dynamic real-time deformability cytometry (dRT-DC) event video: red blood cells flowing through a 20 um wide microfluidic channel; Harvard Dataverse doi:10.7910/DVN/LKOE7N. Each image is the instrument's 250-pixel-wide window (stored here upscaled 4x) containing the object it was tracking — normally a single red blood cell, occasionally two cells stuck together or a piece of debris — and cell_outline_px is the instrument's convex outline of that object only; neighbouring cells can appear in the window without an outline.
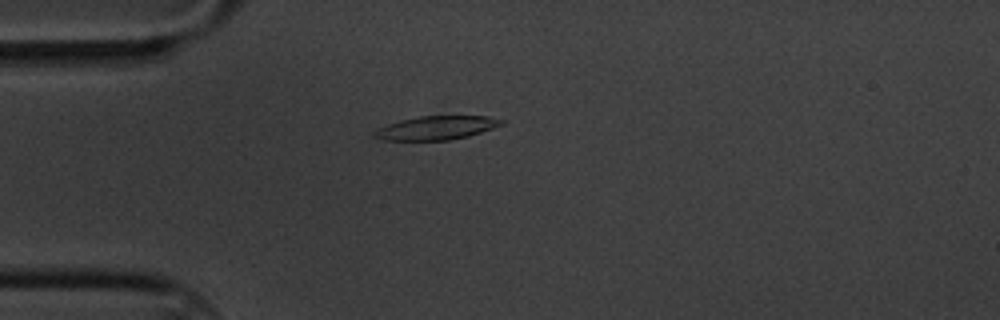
{"species": "common noctule bat (a hibernating species)", "species_latin": "Nyctalus noctula", "temperature_condition": "cold", "stored_images_in_passage": 44, "camera_frame_rate_fps": 3000, "um_per_image_px": 0.085, "animal": {"sex": "male", "body_mass_g": 20.1, "forearm_length_mm": 53.5}, "frame": {"image": 1, "passage_image": 1, "time_ms": 0.0, "image_size_px": [1000, 320], "cell_outline_px": [[504, 124], [468, 136], [448, 140], [380, 140], [372, 136], [372, 132], [376, 128], [400, 120], [420, 116], [488, 116], [504, 120]], "centroid_in_image_um": [37.03, 10.87], "position_along_channel_um": 48.0, "area_um2": 17.57}}
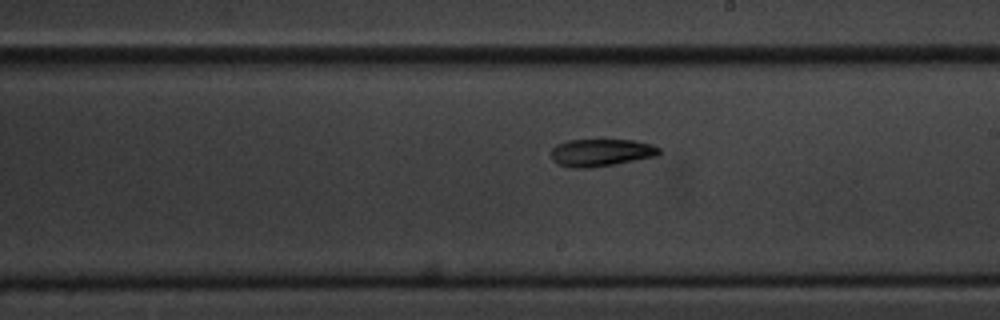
{"frame": {"image": 2, "passage_image": 19, "time_ms": 6.0, "image_size_px": [1000, 320], "cell_outline_px": [[660, 152], [656, 156], [612, 164], [588, 168], [572, 168], [556, 164], [552, 160], [552, 148], [556, 144], [568, 140], [632, 140], [652, 144], [660, 148]], "centroid_in_image_um": [51.05, 12.97], "position_along_channel_um": 238.0, "area_um2": 17.17}}
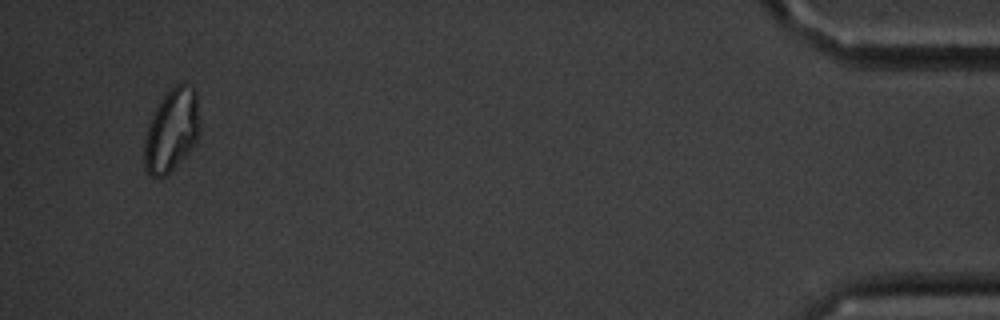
{"frame": {"image": 3, "passage_image": 42, "time_ms": 13.667, "image_size_px": [1000, 320], "cell_outline_px": [[200, 132], [196, 140], [188, 152], [164, 176], [152, 176], [144, 168], [144, 140], [148, 124], [160, 100], [176, 84], [184, 84], [192, 88], [196, 92], [200, 120]], "centroid_in_image_um": [14.59, 11.07], "position_along_channel_um": 420.6, "area_um2": 26.36}, "authors_computed_cell_mechanics": {"area_um2": 18.0047, "velocity_mm_per_s": 3.3749, "shape_relaxation_time_tau1_ms": 5.0913, "shape_relaxation_time_tau2_ms": null, "deformation_change_tau1": 0.138, "deformation_change_tau2": null}}